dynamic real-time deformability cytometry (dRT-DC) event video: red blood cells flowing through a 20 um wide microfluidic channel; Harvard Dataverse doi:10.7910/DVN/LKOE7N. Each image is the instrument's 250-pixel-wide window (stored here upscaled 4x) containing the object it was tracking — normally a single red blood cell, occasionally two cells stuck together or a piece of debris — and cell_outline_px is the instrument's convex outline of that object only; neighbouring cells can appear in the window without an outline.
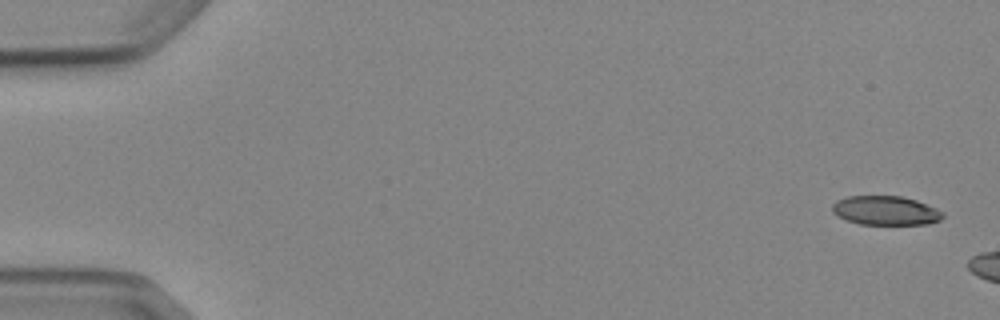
{"species": "Egyptian fruit bat (a non-hibernating species)", "species_latin": "Rousettus aegyptiacus", "temperature_condition": "cold", "stored_images_in_passage": 3, "camera_frame_rate_fps": 3000, "um_per_image_px": 0.085, "animal": {"sex": "female"}, "frame": {"image": 1, "passage_image": 1, "time_ms": 0.0, "image_size_px": [1000, 320], "cell_outline_px": [[944, 216], [940, 220], [928, 224], [860, 224], [836, 216], [832, 212], [832, 204], [836, 200], [848, 196], [900, 196], [916, 200], [936, 208], [944, 212]], "centroid_in_image_um": [75.27, 17.89], "position_along_channel_um": 9.7, "area_um2": 18.79}}